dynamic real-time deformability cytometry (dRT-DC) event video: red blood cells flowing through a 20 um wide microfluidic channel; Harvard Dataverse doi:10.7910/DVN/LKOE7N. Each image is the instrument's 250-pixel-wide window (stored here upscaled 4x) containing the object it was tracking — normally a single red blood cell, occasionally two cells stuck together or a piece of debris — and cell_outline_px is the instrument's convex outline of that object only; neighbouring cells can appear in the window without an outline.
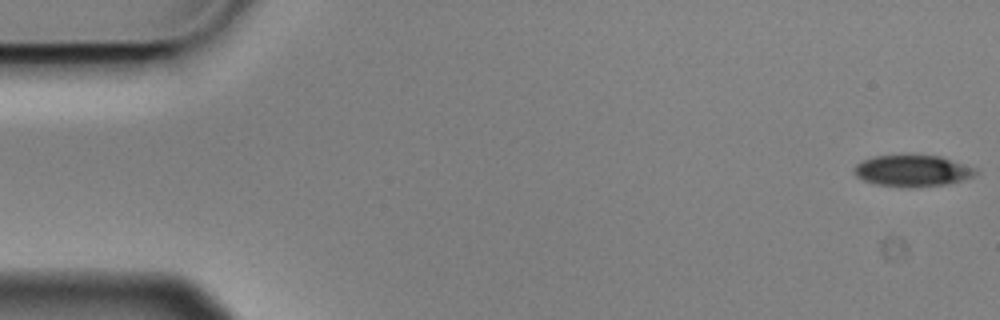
{"species": "Egyptian fruit bat (a non-hibernating species)", "species_latin": "Rousettus aegyptiacus", "temperature_condition": "cold", "stored_images_in_passage": 6, "camera_frame_rate_fps": 3000, "um_per_image_px": 0.085, "animal": {"sex": "male"}, "frame": {"image": 1, "passage_image": 1, "time_ms": 0.0, "image_size_px": [1000, 320], "cell_outline_px": [[980, 172], [964, 180], [948, 184], [908, 188], [872, 184], [856, 176], [852, 168], [856, 164], [872, 156], [912, 152], [940, 156], [980, 168]], "centroid_in_image_um": [77.59, 14.48], "position_along_channel_um": 7.4, "area_um2": 23.52}}
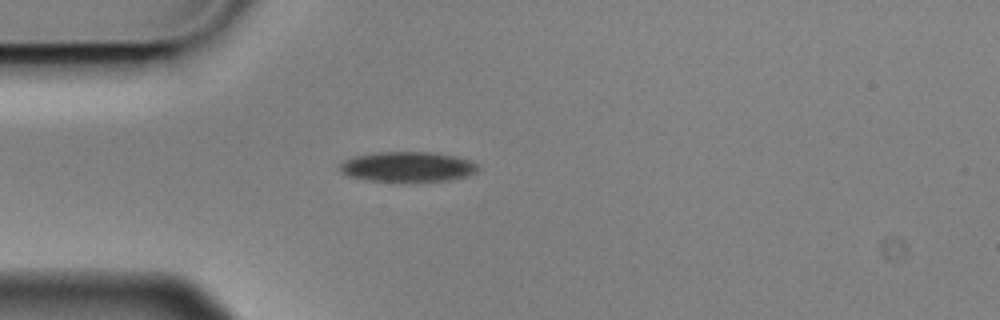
{"frame": {"image": 2, "passage_image": 5, "time_ms": 1.333, "image_size_px": [1000, 320], "cell_outline_px": [[480, 168], [476, 172], [468, 176], [448, 180], [368, 180], [348, 176], [340, 172], [340, 164], [344, 160], [352, 156], [376, 152], [432, 152], [456, 156], [468, 160], [476, 164]], "centroid_in_image_um": [34.63, 14.15], "position_along_channel_um": 50.4, "area_um2": 23.93}}